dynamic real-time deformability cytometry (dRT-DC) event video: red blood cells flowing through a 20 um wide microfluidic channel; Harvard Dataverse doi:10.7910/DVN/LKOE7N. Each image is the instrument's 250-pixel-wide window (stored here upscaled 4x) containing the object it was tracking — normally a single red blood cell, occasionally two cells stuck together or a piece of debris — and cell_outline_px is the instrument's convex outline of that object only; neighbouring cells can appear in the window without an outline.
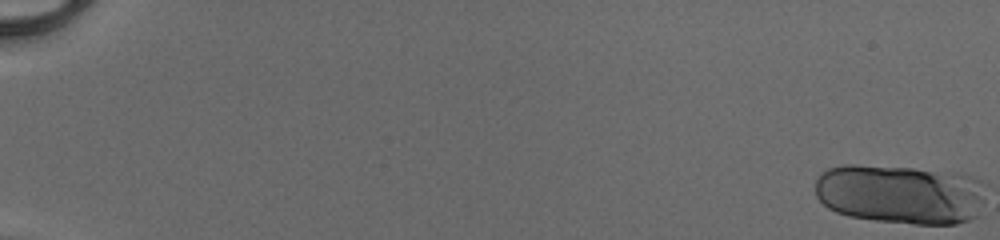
{"species": "human", "species_latin": "Homo sapiens", "temperature_condition": "cold", "stored_images_in_passage": 21, "camera_frame_rate_fps": 3000, "um_per_image_px": 0.085, "donor": {"sex": "male"}, "frame": {"image": 1, "passage_image": 1, "time_ms": 0.0, "image_size_px": [1000, 240], "cell_outline_px": [[980, 180], [976, 216], [968, 220], [956, 224], [916, 224], [876, 220], [848, 216], [836, 212], [828, 208], [816, 196], [816, 180], [828, 168], [844, 164], [856, 164], [912, 168], [964, 176]], "centroid_in_image_um": [76.38, 16.51], "position_along_channel_um": 8.6, "area_um2": 57.92}}
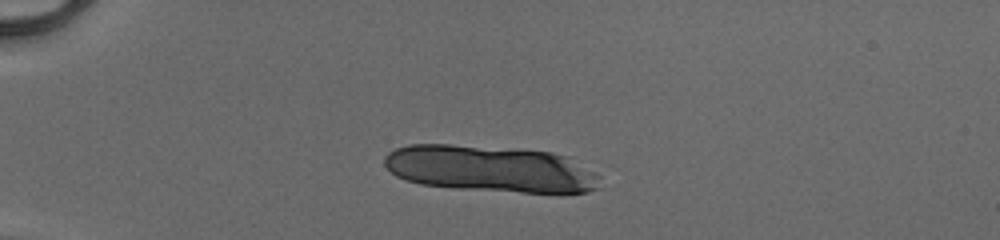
{"frame": {"image": 2, "passage_image": 15, "time_ms": 4.667, "image_size_px": [1000, 240], "cell_outline_px": [[600, 176], [596, 188], [588, 192], [560, 196], [456, 188], [420, 184], [404, 180], [396, 176], [384, 164], [384, 156], [388, 152], [396, 148], [408, 144], [452, 144], [516, 148], [552, 152], [568, 156], [596, 172]], "centroid_in_image_um": [41.76, 14.37], "position_along_channel_um": 43.2, "area_um2": 60.11}}